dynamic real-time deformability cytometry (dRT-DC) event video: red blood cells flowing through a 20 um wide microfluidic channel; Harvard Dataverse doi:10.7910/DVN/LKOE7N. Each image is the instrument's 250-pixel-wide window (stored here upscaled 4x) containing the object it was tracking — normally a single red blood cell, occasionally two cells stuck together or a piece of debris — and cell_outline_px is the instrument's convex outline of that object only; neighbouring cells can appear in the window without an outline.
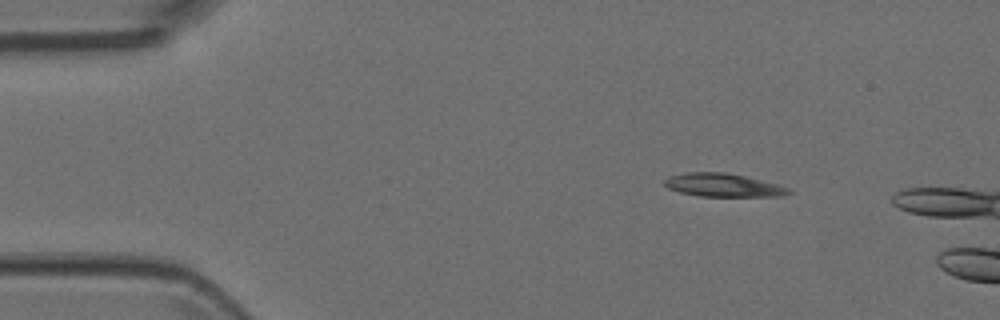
{"species": "Egyptian fruit bat (a non-hibernating species)", "species_latin": "Rousettus aegyptiacus", "temperature_condition": "room temperature", "stored_images_in_passage": 2, "camera_frame_rate_fps": 3000, "um_per_image_px": 0.085, "animal": {"sex": "female"}, "frame": {"image": 1, "passage_image": 1, "time_ms": 0.0, "image_size_px": [1000, 320], "cell_outline_px": [[792, 192], [784, 196], [696, 196], [680, 192], [668, 188], [664, 184], [664, 180], [668, 176], [684, 172], [724, 172], [744, 176], [792, 188]], "centroid_in_image_um": [61.45, 15.74], "position_along_channel_um": 23.6, "area_um2": 16.88}}